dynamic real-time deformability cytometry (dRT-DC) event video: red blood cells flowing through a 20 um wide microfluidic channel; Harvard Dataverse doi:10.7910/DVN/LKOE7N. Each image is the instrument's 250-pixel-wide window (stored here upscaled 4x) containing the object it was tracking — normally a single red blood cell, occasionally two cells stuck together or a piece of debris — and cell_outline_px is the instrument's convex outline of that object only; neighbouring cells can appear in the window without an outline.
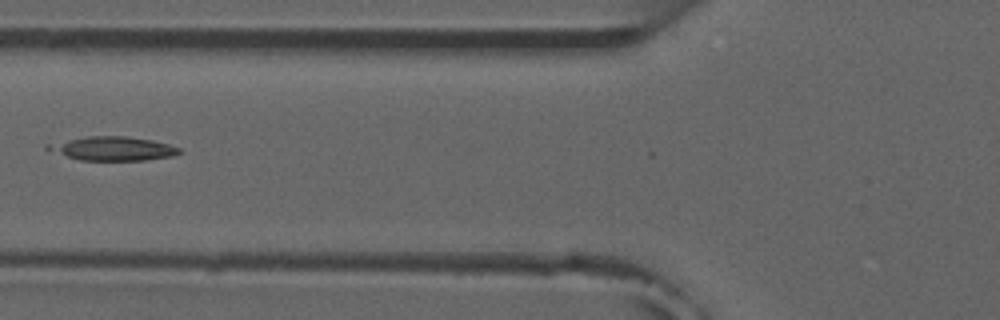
{"species": "common noctule bat (a hibernating species)", "species_latin": "Nyctalus noctula", "temperature_condition": "room temperature", "stored_images_in_passage": 8, "camera_frame_rate_fps": 3000, "um_per_image_px": 0.085, "animal": {"sex": "male", "forearm_length_mm": 52.5}, "frame": {"image": 1, "passage_image": 6, "time_ms": 5.667, "image_size_px": [1000, 320], "cell_outline_px": [[184, 152], [172, 156], [144, 160], [80, 160], [44, 148], [44, 144], [88, 136], [128, 136], [152, 140], [168, 144], [180, 148]], "centroid_in_image_um": [9.62, 12.62], "position_along_channel_um": 116.2, "area_um2": 18.21}}
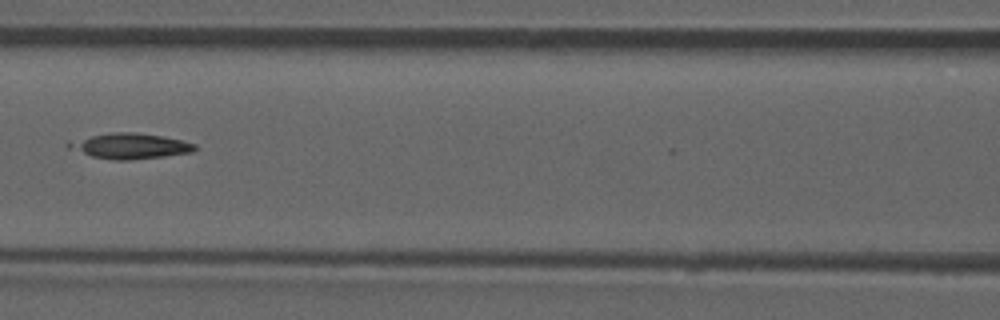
{"frame": {"image": 2, "passage_image": 7, "time_ms": 6.667, "image_size_px": [1000, 320], "cell_outline_px": [[196, 148], [192, 152], [164, 156], [128, 160], [112, 160], [92, 156], [68, 148], [64, 144], [68, 140], [112, 132], [136, 132], [160, 136], [180, 140], [196, 144]], "centroid_in_image_um": [10.98, 12.4], "position_along_channel_um": 155.6, "area_um2": 18.67}}